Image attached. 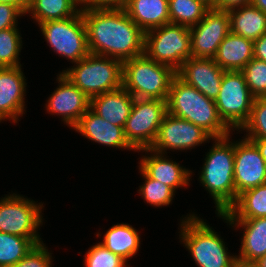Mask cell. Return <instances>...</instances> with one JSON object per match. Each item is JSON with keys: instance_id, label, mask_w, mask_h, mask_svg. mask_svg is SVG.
<instances>
[{"instance_id": "6da1fadb", "label": "cell", "mask_w": 266, "mask_h": 267, "mask_svg": "<svg viewBox=\"0 0 266 267\" xmlns=\"http://www.w3.org/2000/svg\"><path fill=\"white\" fill-rule=\"evenodd\" d=\"M91 54L122 62L144 54L145 33L125 9H81Z\"/></svg>"}, {"instance_id": "7a4b0ae2", "label": "cell", "mask_w": 266, "mask_h": 267, "mask_svg": "<svg viewBox=\"0 0 266 267\" xmlns=\"http://www.w3.org/2000/svg\"><path fill=\"white\" fill-rule=\"evenodd\" d=\"M229 136L213 138V146L199 173L200 183L213 197L216 214H223L236 202L234 141Z\"/></svg>"}, {"instance_id": "3957f363", "label": "cell", "mask_w": 266, "mask_h": 267, "mask_svg": "<svg viewBox=\"0 0 266 267\" xmlns=\"http://www.w3.org/2000/svg\"><path fill=\"white\" fill-rule=\"evenodd\" d=\"M167 109L169 114L203 128L213 138L225 137L232 132L220 118L215 100L207 98L177 75L170 86Z\"/></svg>"}, {"instance_id": "277c9868", "label": "cell", "mask_w": 266, "mask_h": 267, "mask_svg": "<svg viewBox=\"0 0 266 267\" xmlns=\"http://www.w3.org/2000/svg\"><path fill=\"white\" fill-rule=\"evenodd\" d=\"M181 219L180 241L198 267H232L237 255L227 252L223 239L206 221L194 213Z\"/></svg>"}, {"instance_id": "5b68a950", "label": "cell", "mask_w": 266, "mask_h": 267, "mask_svg": "<svg viewBox=\"0 0 266 267\" xmlns=\"http://www.w3.org/2000/svg\"><path fill=\"white\" fill-rule=\"evenodd\" d=\"M176 71L145 54L123 62L122 86L134 98L167 100Z\"/></svg>"}, {"instance_id": "8992f818", "label": "cell", "mask_w": 266, "mask_h": 267, "mask_svg": "<svg viewBox=\"0 0 266 267\" xmlns=\"http://www.w3.org/2000/svg\"><path fill=\"white\" fill-rule=\"evenodd\" d=\"M61 73L91 99L122 87L123 62L89 53Z\"/></svg>"}, {"instance_id": "52a82bcc", "label": "cell", "mask_w": 266, "mask_h": 267, "mask_svg": "<svg viewBox=\"0 0 266 267\" xmlns=\"http://www.w3.org/2000/svg\"><path fill=\"white\" fill-rule=\"evenodd\" d=\"M144 54L177 71L192 57L189 27L168 23L145 32Z\"/></svg>"}, {"instance_id": "ba28073f", "label": "cell", "mask_w": 266, "mask_h": 267, "mask_svg": "<svg viewBox=\"0 0 266 267\" xmlns=\"http://www.w3.org/2000/svg\"><path fill=\"white\" fill-rule=\"evenodd\" d=\"M38 26L51 50L71 60L72 64L90 53L87 28L81 10L73 17L46 21Z\"/></svg>"}, {"instance_id": "9c48e42d", "label": "cell", "mask_w": 266, "mask_h": 267, "mask_svg": "<svg viewBox=\"0 0 266 267\" xmlns=\"http://www.w3.org/2000/svg\"><path fill=\"white\" fill-rule=\"evenodd\" d=\"M24 197L13 193L0 198V232L30 238L40 244L43 241L38 230L43 223L44 203Z\"/></svg>"}, {"instance_id": "30bf717a", "label": "cell", "mask_w": 266, "mask_h": 267, "mask_svg": "<svg viewBox=\"0 0 266 267\" xmlns=\"http://www.w3.org/2000/svg\"><path fill=\"white\" fill-rule=\"evenodd\" d=\"M253 100L243 73L225 71L215 104L220 118L232 131H239L249 120Z\"/></svg>"}, {"instance_id": "8fae6325", "label": "cell", "mask_w": 266, "mask_h": 267, "mask_svg": "<svg viewBox=\"0 0 266 267\" xmlns=\"http://www.w3.org/2000/svg\"><path fill=\"white\" fill-rule=\"evenodd\" d=\"M167 113V100L134 99L124 135L135 151L151 148Z\"/></svg>"}, {"instance_id": "7c38bea8", "label": "cell", "mask_w": 266, "mask_h": 267, "mask_svg": "<svg viewBox=\"0 0 266 267\" xmlns=\"http://www.w3.org/2000/svg\"><path fill=\"white\" fill-rule=\"evenodd\" d=\"M189 30L192 57L213 59L220 43L230 33L228 11L210 8Z\"/></svg>"}, {"instance_id": "4fadbf2b", "label": "cell", "mask_w": 266, "mask_h": 267, "mask_svg": "<svg viewBox=\"0 0 266 267\" xmlns=\"http://www.w3.org/2000/svg\"><path fill=\"white\" fill-rule=\"evenodd\" d=\"M213 140V137L203 128L169 113L163 119L157 137L151 149L158 153H168L169 150H190Z\"/></svg>"}, {"instance_id": "5bb4252c", "label": "cell", "mask_w": 266, "mask_h": 267, "mask_svg": "<svg viewBox=\"0 0 266 267\" xmlns=\"http://www.w3.org/2000/svg\"><path fill=\"white\" fill-rule=\"evenodd\" d=\"M266 183V161L250 140L234 141V185L236 200L243 191Z\"/></svg>"}, {"instance_id": "9a60e30c", "label": "cell", "mask_w": 266, "mask_h": 267, "mask_svg": "<svg viewBox=\"0 0 266 267\" xmlns=\"http://www.w3.org/2000/svg\"><path fill=\"white\" fill-rule=\"evenodd\" d=\"M58 87L47 100L46 110L61 116L64 124L73 128L90 108V99L61 72L57 75Z\"/></svg>"}, {"instance_id": "2e32d148", "label": "cell", "mask_w": 266, "mask_h": 267, "mask_svg": "<svg viewBox=\"0 0 266 267\" xmlns=\"http://www.w3.org/2000/svg\"><path fill=\"white\" fill-rule=\"evenodd\" d=\"M21 69V66L0 67V122L9 119L17 123L25 114L27 83Z\"/></svg>"}, {"instance_id": "e0dca14e", "label": "cell", "mask_w": 266, "mask_h": 267, "mask_svg": "<svg viewBox=\"0 0 266 267\" xmlns=\"http://www.w3.org/2000/svg\"><path fill=\"white\" fill-rule=\"evenodd\" d=\"M225 70L214 59L190 57L176 71V75L186 84L193 86L207 98L218 97Z\"/></svg>"}, {"instance_id": "ac0fdd59", "label": "cell", "mask_w": 266, "mask_h": 267, "mask_svg": "<svg viewBox=\"0 0 266 267\" xmlns=\"http://www.w3.org/2000/svg\"><path fill=\"white\" fill-rule=\"evenodd\" d=\"M141 151L145 152L147 156L141 157L138 167L150 178L170 186L175 192L180 187L185 189L190 185L191 170L167 158L165 153H158L151 148L138 150V152ZM149 152L150 156L147 154Z\"/></svg>"}, {"instance_id": "d6986e66", "label": "cell", "mask_w": 266, "mask_h": 267, "mask_svg": "<svg viewBox=\"0 0 266 267\" xmlns=\"http://www.w3.org/2000/svg\"><path fill=\"white\" fill-rule=\"evenodd\" d=\"M72 129L100 145L135 151L126 141L123 127L104 120L91 108L86 111Z\"/></svg>"}, {"instance_id": "ffe728a7", "label": "cell", "mask_w": 266, "mask_h": 267, "mask_svg": "<svg viewBox=\"0 0 266 267\" xmlns=\"http://www.w3.org/2000/svg\"><path fill=\"white\" fill-rule=\"evenodd\" d=\"M134 96L123 86L90 99V108L104 120L123 127L130 116Z\"/></svg>"}, {"instance_id": "44dd1931", "label": "cell", "mask_w": 266, "mask_h": 267, "mask_svg": "<svg viewBox=\"0 0 266 267\" xmlns=\"http://www.w3.org/2000/svg\"><path fill=\"white\" fill-rule=\"evenodd\" d=\"M232 227L244 229L238 257L258 261L266 255V217L253 219H227L217 214Z\"/></svg>"}, {"instance_id": "7402d4cb", "label": "cell", "mask_w": 266, "mask_h": 267, "mask_svg": "<svg viewBox=\"0 0 266 267\" xmlns=\"http://www.w3.org/2000/svg\"><path fill=\"white\" fill-rule=\"evenodd\" d=\"M254 57V42L230 32L220 43L214 61L225 71H241Z\"/></svg>"}, {"instance_id": "603a6c76", "label": "cell", "mask_w": 266, "mask_h": 267, "mask_svg": "<svg viewBox=\"0 0 266 267\" xmlns=\"http://www.w3.org/2000/svg\"><path fill=\"white\" fill-rule=\"evenodd\" d=\"M125 11L144 33L170 23L168 0H130Z\"/></svg>"}, {"instance_id": "cb8c5ba5", "label": "cell", "mask_w": 266, "mask_h": 267, "mask_svg": "<svg viewBox=\"0 0 266 267\" xmlns=\"http://www.w3.org/2000/svg\"><path fill=\"white\" fill-rule=\"evenodd\" d=\"M230 32L255 41L266 34V13L250 5L228 11Z\"/></svg>"}, {"instance_id": "d4e9b609", "label": "cell", "mask_w": 266, "mask_h": 267, "mask_svg": "<svg viewBox=\"0 0 266 267\" xmlns=\"http://www.w3.org/2000/svg\"><path fill=\"white\" fill-rule=\"evenodd\" d=\"M223 215L227 219H253L266 217V183L247 189Z\"/></svg>"}, {"instance_id": "484cf974", "label": "cell", "mask_w": 266, "mask_h": 267, "mask_svg": "<svg viewBox=\"0 0 266 267\" xmlns=\"http://www.w3.org/2000/svg\"><path fill=\"white\" fill-rule=\"evenodd\" d=\"M140 239L139 232L133 226L118 223L106 231L103 241L100 243L114 254L128 261L137 254L139 247H141Z\"/></svg>"}, {"instance_id": "4316f807", "label": "cell", "mask_w": 266, "mask_h": 267, "mask_svg": "<svg viewBox=\"0 0 266 267\" xmlns=\"http://www.w3.org/2000/svg\"><path fill=\"white\" fill-rule=\"evenodd\" d=\"M80 9L72 0H30L27 14L38 24L75 16Z\"/></svg>"}, {"instance_id": "83f0119b", "label": "cell", "mask_w": 266, "mask_h": 267, "mask_svg": "<svg viewBox=\"0 0 266 267\" xmlns=\"http://www.w3.org/2000/svg\"><path fill=\"white\" fill-rule=\"evenodd\" d=\"M170 23L192 27L209 9L199 0H168Z\"/></svg>"}, {"instance_id": "f1b7e54d", "label": "cell", "mask_w": 266, "mask_h": 267, "mask_svg": "<svg viewBox=\"0 0 266 267\" xmlns=\"http://www.w3.org/2000/svg\"><path fill=\"white\" fill-rule=\"evenodd\" d=\"M35 245L30 238L0 232V267H12Z\"/></svg>"}, {"instance_id": "f546056e", "label": "cell", "mask_w": 266, "mask_h": 267, "mask_svg": "<svg viewBox=\"0 0 266 267\" xmlns=\"http://www.w3.org/2000/svg\"><path fill=\"white\" fill-rule=\"evenodd\" d=\"M139 171L145 181L139 186L138 193L144 201L155 208L172 204L175 191L170 186L150 178L140 167Z\"/></svg>"}, {"instance_id": "4dcf8cb0", "label": "cell", "mask_w": 266, "mask_h": 267, "mask_svg": "<svg viewBox=\"0 0 266 267\" xmlns=\"http://www.w3.org/2000/svg\"><path fill=\"white\" fill-rule=\"evenodd\" d=\"M22 37L18 28L0 30V67H19Z\"/></svg>"}, {"instance_id": "1f68e13d", "label": "cell", "mask_w": 266, "mask_h": 267, "mask_svg": "<svg viewBox=\"0 0 266 267\" xmlns=\"http://www.w3.org/2000/svg\"><path fill=\"white\" fill-rule=\"evenodd\" d=\"M251 95L254 98L266 97V62L252 58L241 70Z\"/></svg>"}, {"instance_id": "d6a6232c", "label": "cell", "mask_w": 266, "mask_h": 267, "mask_svg": "<svg viewBox=\"0 0 266 267\" xmlns=\"http://www.w3.org/2000/svg\"><path fill=\"white\" fill-rule=\"evenodd\" d=\"M85 254V267H130L126 260L108 250L100 242L93 245Z\"/></svg>"}, {"instance_id": "836d02e7", "label": "cell", "mask_w": 266, "mask_h": 267, "mask_svg": "<svg viewBox=\"0 0 266 267\" xmlns=\"http://www.w3.org/2000/svg\"><path fill=\"white\" fill-rule=\"evenodd\" d=\"M242 130L247 132L245 138L266 139V97L254 98L249 120Z\"/></svg>"}, {"instance_id": "e575fe53", "label": "cell", "mask_w": 266, "mask_h": 267, "mask_svg": "<svg viewBox=\"0 0 266 267\" xmlns=\"http://www.w3.org/2000/svg\"><path fill=\"white\" fill-rule=\"evenodd\" d=\"M52 253L44 243L36 244L18 263L12 267H52Z\"/></svg>"}, {"instance_id": "d590c367", "label": "cell", "mask_w": 266, "mask_h": 267, "mask_svg": "<svg viewBox=\"0 0 266 267\" xmlns=\"http://www.w3.org/2000/svg\"><path fill=\"white\" fill-rule=\"evenodd\" d=\"M25 14L12 4L0 3V30L17 28L18 18Z\"/></svg>"}, {"instance_id": "8d00e7d4", "label": "cell", "mask_w": 266, "mask_h": 267, "mask_svg": "<svg viewBox=\"0 0 266 267\" xmlns=\"http://www.w3.org/2000/svg\"><path fill=\"white\" fill-rule=\"evenodd\" d=\"M130 0H89V5L85 9H125Z\"/></svg>"}, {"instance_id": "74e56055", "label": "cell", "mask_w": 266, "mask_h": 267, "mask_svg": "<svg viewBox=\"0 0 266 267\" xmlns=\"http://www.w3.org/2000/svg\"><path fill=\"white\" fill-rule=\"evenodd\" d=\"M252 0H216V9L229 11L234 8L250 5Z\"/></svg>"}, {"instance_id": "f35d334b", "label": "cell", "mask_w": 266, "mask_h": 267, "mask_svg": "<svg viewBox=\"0 0 266 267\" xmlns=\"http://www.w3.org/2000/svg\"><path fill=\"white\" fill-rule=\"evenodd\" d=\"M254 58L266 62V34L254 41Z\"/></svg>"}, {"instance_id": "ab89813d", "label": "cell", "mask_w": 266, "mask_h": 267, "mask_svg": "<svg viewBox=\"0 0 266 267\" xmlns=\"http://www.w3.org/2000/svg\"><path fill=\"white\" fill-rule=\"evenodd\" d=\"M0 3L12 4L18 7L24 14H26L30 0H0Z\"/></svg>"}, {"instance_id": "60d3db41", "label": "cell", "mask_w": 266, "mask_h": 267, "mask_svg": "<svg viewBox=\"0 0 266 267\" xmlns=\"http://www.w3.org/2000/svg\"><path fill=\"white\" fill-rule=\"evenodd\" d=\"M232 267H260L257 261H249L238 256L233 261Z\"/></svg>"}, {"instance_id": "b9f144b4", "label": "cell", "mask_w": 266, "mask_h": 267, "mask_svg": "<svg viewBox=\"0 0 266 267\" xmlns=\"http://www.w3.org/2000/svg\"><path fill=\"white\" fill-rule=\"evenodd\" d=\"M250 141H252L257 148L259 149L261 156L266 161V139H260V138H246Z\"/></svg>"}, {"instance_id": "7bdbcfd3", "label": "cell", "mask_w": 266, "mask_h": 267, "mask_svg": "<svg viewBox=\"0 0 266 267\" xmlns=\"http://www.w3.org/2000/svg\"><path fill=\"white\" fill-rule=\"evenodd\" d=\"M251 5L266 13V0H252Z\"/></svg>"}, {"instance_id": "ee69618b", "label": "cell", "mask_w": 266, "mask_h": 267, "mask_svg": "<svg viewBox=\"0 0 266 267\" xmlns=\"http://www.w3.org/2000/svg\"><path fill=\"white\" fill-rule=\"evenodd\" d=\"M72 1L78 6L80 10L85 9L89 5V0H72Z\"/></svg>"}, {"instance_id": "f6af8a7d", "label": "cell", "mask_w": 266, "mask_h": 267, "mask_svg": "<svg viewBox=\"0 0 266 267\" xmlns=\"http://www.w3.org/2000/svg\"><path fill=\"white\" fill-rule=\"evenodd\" d=\"M199 1H201L209 9L210 8H216V0H199Z\"/></svg>"}, {"instance_id": "bcb514c9", "label": "cell", "mask_w": 266, "mask_h": 267, "mask_svg": "<svg viewBox=\"0 0 266 267\" xmlns=\"http://www.w3.org/2000/svg\"><path fill=\"white\" fill-rule=\"evenodd\" d=\"M257 263L259 264L260 267H266V255L261 257Z\"/></svg>"}]
</instances>
